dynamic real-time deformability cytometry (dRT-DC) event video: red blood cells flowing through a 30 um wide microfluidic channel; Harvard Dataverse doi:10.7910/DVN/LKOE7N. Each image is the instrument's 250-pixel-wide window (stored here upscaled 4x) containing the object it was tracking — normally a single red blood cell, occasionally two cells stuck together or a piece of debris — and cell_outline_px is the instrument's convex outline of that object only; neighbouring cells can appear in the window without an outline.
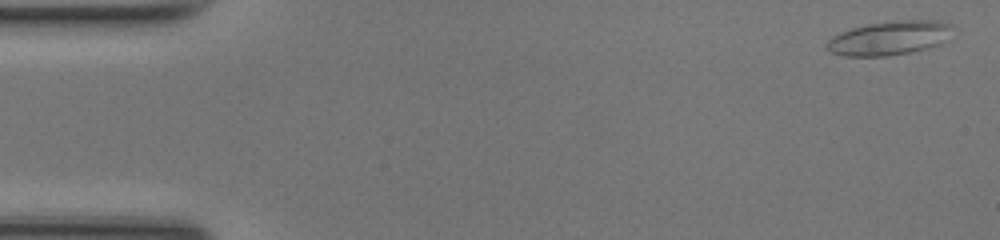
{"species": "common noctule bat (a hibernating species)", "species_latin": "Nyctalus noctula", "temperature_condition": "room temperature", "stored_images_in_passage": 9, "camera_frame_rate_fps": 3000, "um_per_image_px": 0.085, "animal": {"sex": "female", "body_mass_g": 17.0, "forearm_length_mm": 48.0}, "frame": {"image": 1, "passage_image": 2, "time_ms": 0.333, "image_size_px": [1000, 240], "cell_outline_px": [[952, 24], [944, 40], [940, 44], [928, 48], [888, 56], [844, 56], [832, 52], [824, 48], [824, 44], [832, 36], [840, 32], [852, 28], [868, 24], [904, 20], [940, 20]], "centroid_in_image_um": [75.53, 3.24], "position_along_channel_um": 9.5, "area_um2": 24.74}}